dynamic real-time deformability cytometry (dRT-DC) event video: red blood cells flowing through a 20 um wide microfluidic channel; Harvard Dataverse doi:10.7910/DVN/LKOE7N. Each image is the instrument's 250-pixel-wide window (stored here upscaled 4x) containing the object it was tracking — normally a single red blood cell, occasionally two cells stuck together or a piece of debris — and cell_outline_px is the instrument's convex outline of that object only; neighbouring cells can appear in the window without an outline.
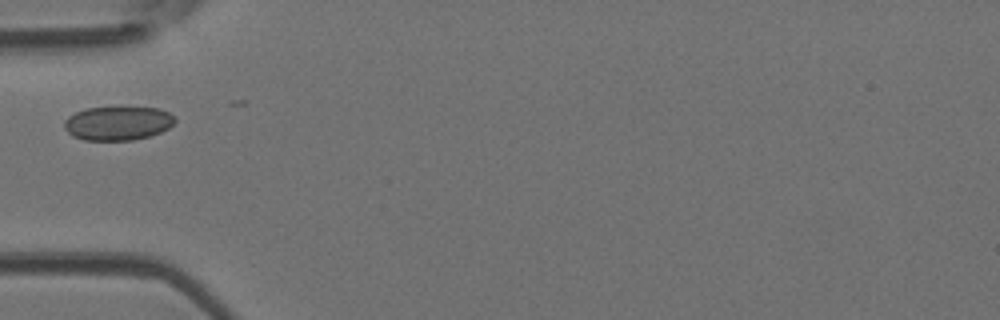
{"species": "Egyptian fruit bat (a non-hibernating species)", "species_latin": "Rousettus aegyptiacus", "temperature_condition": "room temperature", "stored_images_in_passage": 9, "camera_frame_rate_fps": 3000, "um_per_image_px": 0.085, "animal": {"sex": "female"}, "frame": {"image": 1, "passage_image": 1, "time_ms": 0.0, "image_size_px": [1000, 320], "cell_outline_px": [[176, 120], [168, 128], [160, 132], [148, 136], [132, 140], [84, 140], [72, 136], [64, 128], [64, 120], [68, 116], [84, 108], [120, 104], [160, 108], [176, 116]], "centroid_in_image_um": [10.01, 10.41], "position_along_channel_um": 75.0, "area_um2": 22.89}}
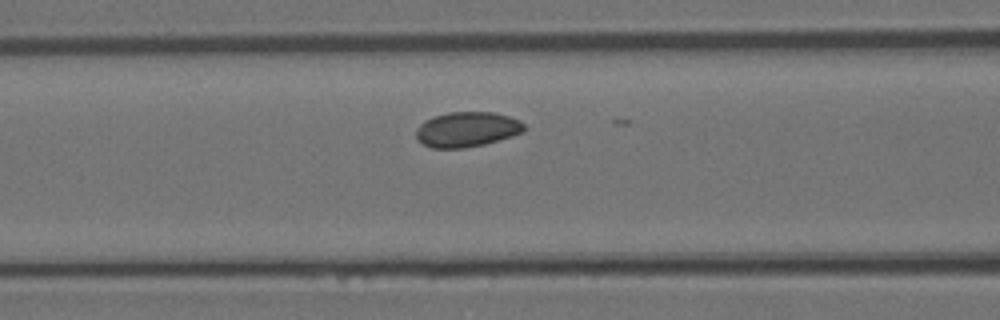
{"frame": {"image": 2, "passage_image": 5, "time_ms": 1.333, "image_size_px": [1000, 320], "cell_outline_px": [[524, 132], [512, 136], [484, 144], [464, 148], [432, 148], [416, 140], [416, 128], [424, 120], [448, 112], [492, 112], [508, 116], [520, 120], [524, 124]], "centroid_in_image_um": [39.67, 11.0], "position_along_channel_um": 126.9, "area_um2": 22.08}}
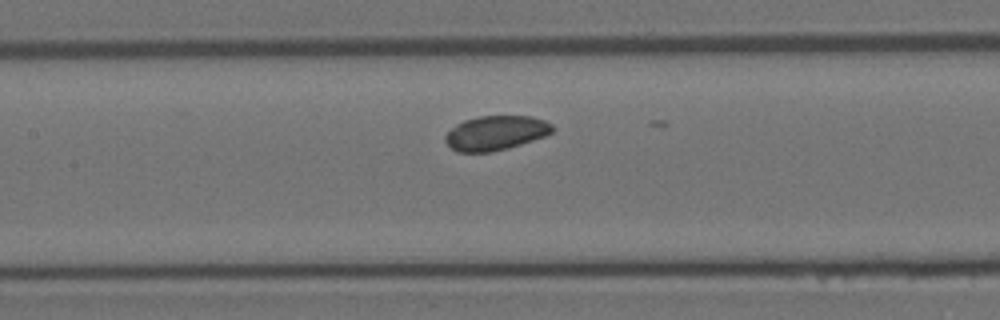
{"frame": {"image": 3, "passage_image": 8, "time_ms": 2.333, "image_size_px": [1000, 320], "cell_outline_px": [[552, 132], [544, 136], [508, 148], [492, 152], [456, 152], [444, 140], [444, 136], [456, 124], [464, 120], [476, 116], [532, 116], [544, 120], [552, 124]], "centroid_in_image_um": [42.11, 11.3], "position_along_channel_um": 165.3, "area_um2": 21.44}}